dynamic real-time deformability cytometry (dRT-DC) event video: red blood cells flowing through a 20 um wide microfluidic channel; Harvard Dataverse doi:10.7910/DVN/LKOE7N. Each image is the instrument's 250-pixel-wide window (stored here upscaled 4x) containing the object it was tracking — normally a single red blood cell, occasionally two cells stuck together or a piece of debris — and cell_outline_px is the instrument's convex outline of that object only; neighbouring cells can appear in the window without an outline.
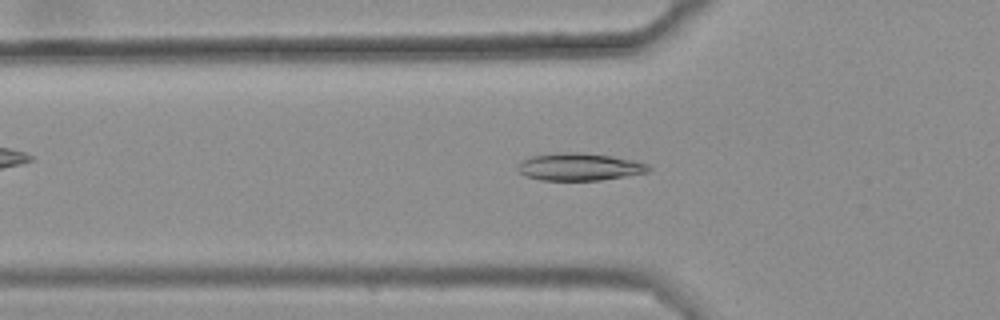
{"species": "common noctule bat (a hibernating species)", "species_latin": "Nyctalus noctula", "temperature_condition": "warm", "stored_images_in_passage": 33, "camera_frame_rate_fps": 3000, "um_per_image_px": 0.085, "animal": {"sex": "female", "body_mass_g": 25.1}, "frame": {"image": 1, "passage_image": 5, "time_ms": 1.333, "image_size_px": [1000, 320], "cell_outline_px": [[652, 168], [648, 172], [600, 180], [540, 180], [524, 176], [516, 168], [524, 160], [532, 156], [556, 152], [576, 152], [612, 156], [632, 160], [648, 164]], "centroid_in_image_um": [49.24, 14.18], "position_along_channel_um": 76.6, "area_um2": 20.81}}
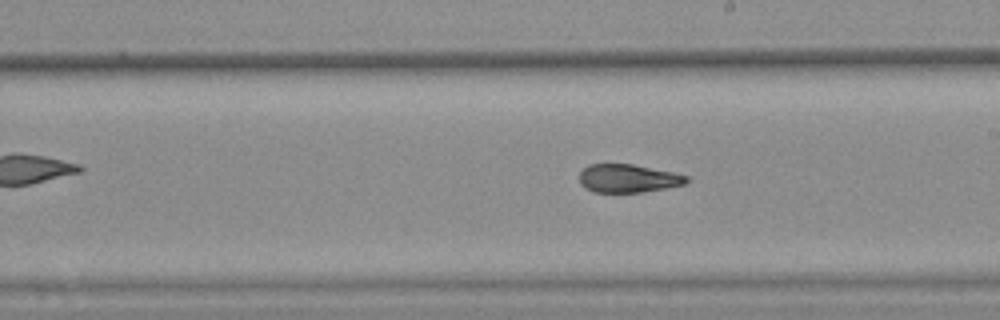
{"frame": {"image": 2, "passage_image": 18, "time_ms": 5.667, "image_size_px": [1000, 320], "cell_outline_px": [[692, 180], [684, 184], [664, 188], [640, 192], [592, 192], [584, 188], [580, 184], [580, 172], [588, 164], [632, 164], [672, 172], [688, 176]], "centroid_in_image_um": [53.37, 15.16], "position_along_channel_um": 235.6, "area_um2": 17.63}}
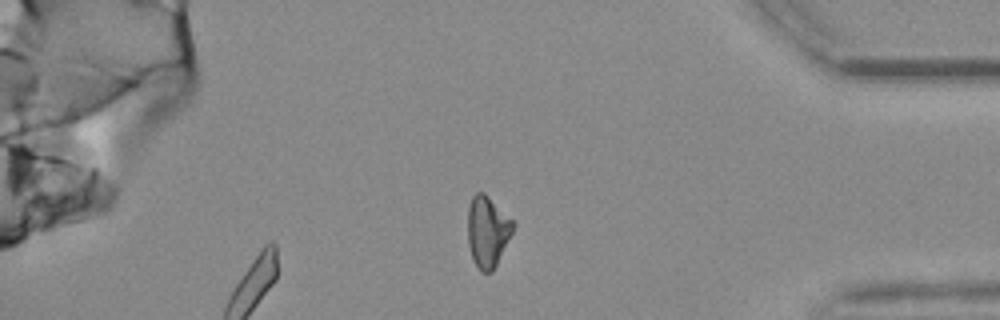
{"frame": {"image": 3, "passage_image": 33, "time_ms": 10.667, "image_size_px": [1000, 320], "cell_outline_px": [[516, 224], [492, 272], [480, 272], [472, 260], [468, 244], [468, 208], [472, 196], [476, 192], [484, 192]], "centroid_in_image_um": [41.41, 19.68], "position_along_channel_um": 393.8, "area_um2": 18.61}, "authors_computed_cell_mechanics": {"area_um2": 18.9584, "velocity_mm_per_s": 3.6661, "shape_relaxation_time_tau1_ms": null, "shape_relaxation_time_tau2_ms": 2.3862, "deformation_change_tau1": null, "deformation_change_tau2": 0.0657}}